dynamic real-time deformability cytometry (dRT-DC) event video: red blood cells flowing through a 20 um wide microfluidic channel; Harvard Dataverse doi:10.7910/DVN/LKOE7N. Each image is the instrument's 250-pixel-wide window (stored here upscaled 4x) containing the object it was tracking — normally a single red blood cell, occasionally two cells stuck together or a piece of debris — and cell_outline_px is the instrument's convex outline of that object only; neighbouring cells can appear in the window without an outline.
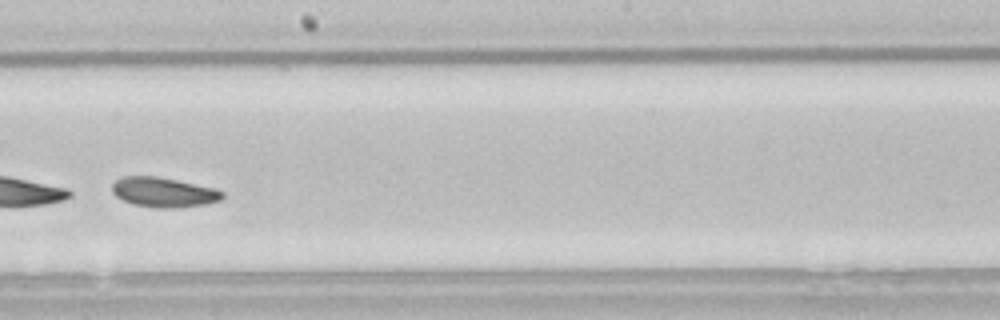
{"species": "common noctule bat (a hibernating species)", "species_latin": "Nyctalus noctula", "temperature_condition": "room temperature", "stored_images_in_passage": 34, "camera_frame_rate_fps": 3000, "um_per_image_px": 0.085, "animal": {"sex": "male", "body_mass_g": 21.5, "forearm_length_mm": 52.0}, "frame": {"image": 1, "passage_image": 25, "time_ms": 8.0, "image_size_px": [1000, 320], "cell_outline_px": [[224, 196], [220, 200], [204, 204], [172, 208], [156, 208], [132, 204], [116, 196], [112, 192], [112, 184], [116, 180], [124, 176], [156, 176], [216, 188], [224, 192]], "centroid_in_image_um": [13.9, 16.34], "position_along_channel_um": 234.3, "area_um2": 19.07}}